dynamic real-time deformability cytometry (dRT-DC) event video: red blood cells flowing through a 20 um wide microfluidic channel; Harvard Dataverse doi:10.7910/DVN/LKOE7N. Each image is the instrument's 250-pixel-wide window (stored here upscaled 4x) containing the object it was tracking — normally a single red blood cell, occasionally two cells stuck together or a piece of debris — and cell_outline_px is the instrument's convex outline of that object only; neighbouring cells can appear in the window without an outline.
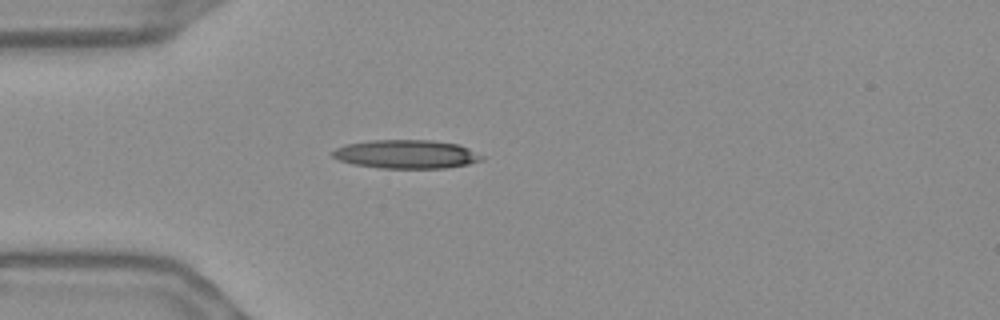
{"species": "Egyptian fruit bat (a non-hibernating species)", "species_latin": "Rousettus aegyptiacus", "temperature_condition": "warm", "stored_images_in_passage": 41, "camera_frame_rate_fps": 3000, "um_per_image_px": 0.085, "frame": {"image": 1, "passage_image": 1, "time_ms": 0.0, "image_size_px": [1000, 320], "cell_outline_px": [[484, 160], [468, 164], [444, 168], [380, 168], [352, 164], [340, 160], [332, 156], [332, 152], [336, 148], [344, 144], [372, 140], [432, 140], [460, 144], [484, 156]], "centroid_in_image_um": [34.55, 13.1], "position_along_channel_um": 50.4, "area_um2": 25.03}}
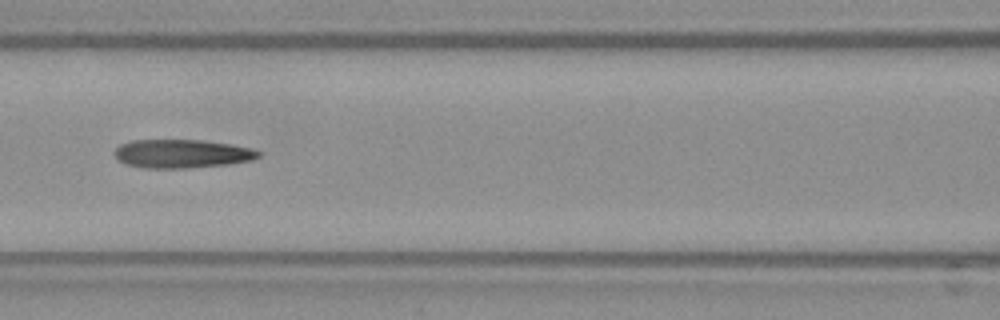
{"frame": {"image": 2, "passage_image": 10, "time_ms": 3.0, "image_size_px": [1000, 320], "cell_outline_px": [[260, 156], [252, 160], [228, 164], [188, 168], [144, 168], [128, 164], [116, 160], [112, 152], [120, 144], [132, 140], [200, 140], [232, 144], [252, 148], [260, 152]], "centroid_in_image_um": [15.43, 13.06], "position_along_channel_um": 151.2, "area_um2": 24.1}}
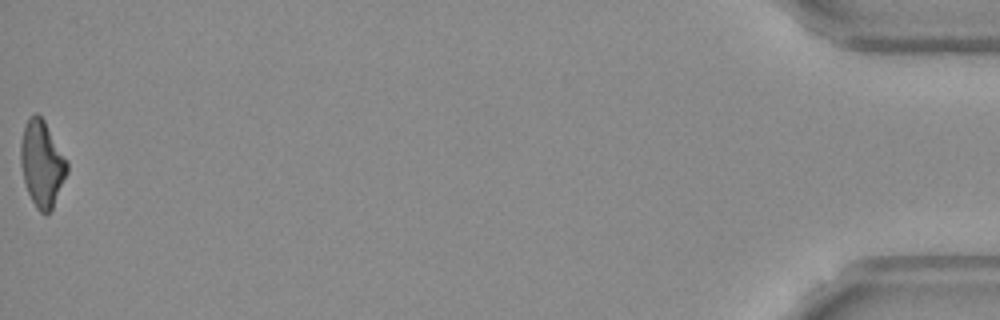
{"frame": {"image": 3, "passage_image": 41, "time_ms": 13.333, "image_size_px": [1000, 320], "cell_outline_px": [[68, 172], [52, 208], [48, 216], [44, 216], [36, 208], [28, 192], [24, 180], [20, 164], [20, 144], [24, 128], [28, 116], [36, 112], [44, 120], [68, 160]], "centroid_in_image_um": [3.57, 13.92], "position_along_channel_um": 431.6, "area_um2": 23.47}, "authors_computed_cell_mechanics": {"area_um2": 24.1026, "velocity_mm_per_s": 3.6932, "shape_relaxation_time_tau1_ms": null, "shape_relaxation_time_tau2_ms": 6.9372, "deformation_change_tau1": null, "deformation_change_tau2": 0.2167}}